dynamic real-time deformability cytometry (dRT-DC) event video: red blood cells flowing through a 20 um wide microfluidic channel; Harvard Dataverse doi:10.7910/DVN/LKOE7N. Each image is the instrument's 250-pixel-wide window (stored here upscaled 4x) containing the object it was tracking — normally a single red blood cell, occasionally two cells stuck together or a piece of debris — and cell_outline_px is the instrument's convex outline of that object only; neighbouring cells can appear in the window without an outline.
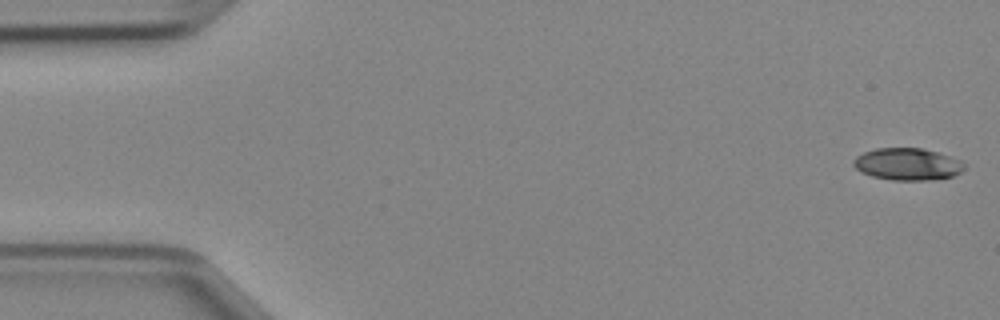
{"species": "Egyptian fruit bat (a non-hibernating species)", "species_latin": "Rousettus aegyptiacus", "temperature_condition": "cold", "stored_images_in_passage": 46, "camera_frame_rate_fps": 3000, "um_per_image_px": 0.085, "animal": {"sex": "female"}, "frame": {"image": 1, "passage_image": 1, "time_ms": 0.0, "image_size_px": [1000, 320], "cell_outline_px": [[964, 168], [960, 172], [952, 176], [928, 180], [892, 180], [872, 176], [860, 172], [852, 164], [852, 160], [856, 156], [864, 152], [876, 148], [920, 148], [936, 152], [960, 160], [964, 164]], "centroid_in_image_um": [77.08, 13.95], "position_along_channel_um": 7.9, "area_um2": 20.58}}
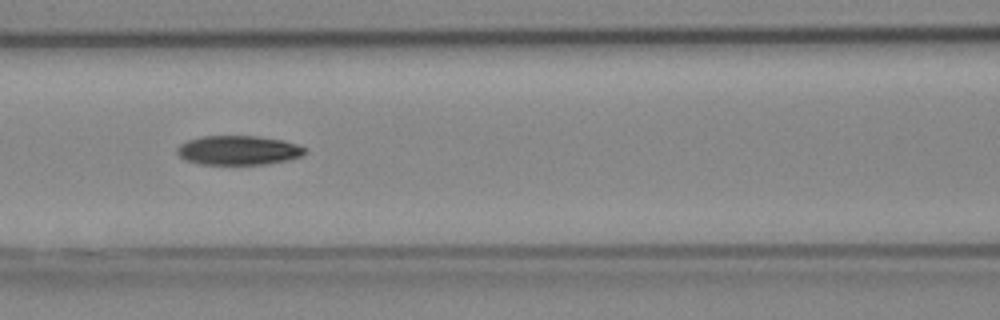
{"frame": {"image": 2, "passage_image": 20, "time_ms": 6.333, "image_size_px": [1000, 320], "cell_outline_px": [[308, 152], [300, 156], [288, 160], [264, 164], [200, 164], [184, 160], [176, 152], [176, 148], [180, 144], [188, 140], [200, 136], [260, 136], [284, 140], [308, 148]], "centroid_in_image_um": [20.27, 12.76], "position_along_channel_um": 146.3, "area_um2": 22.02}}
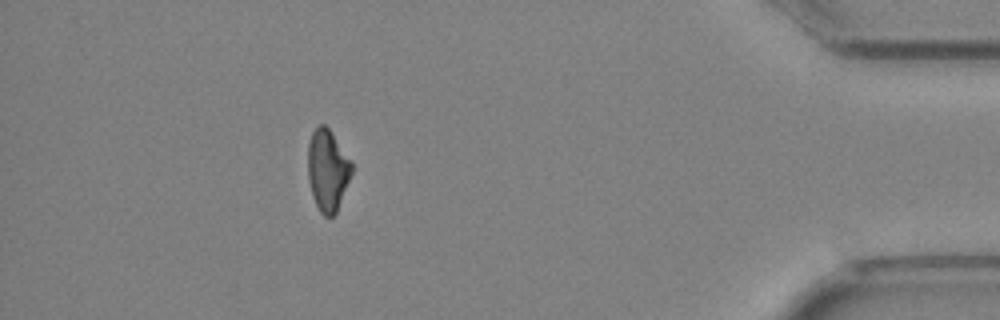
{"frame": {"image": 3, "passage_image": 42, "time_ms": 13.667, "image_size_px": [1000, 320], "cell_outline_px": [[352, 172], [336, 212], [332, 216], [324, 216], [320, 212], [312, 196], [308, 180], [308, 144], [312, 132], [320, 124], [324, 124], [328, 128], [352, 164]], "centroid_in_image_um": [27.81, 14.48], "position_along_channel_um": 407.4, "area_um2": 20.35}}